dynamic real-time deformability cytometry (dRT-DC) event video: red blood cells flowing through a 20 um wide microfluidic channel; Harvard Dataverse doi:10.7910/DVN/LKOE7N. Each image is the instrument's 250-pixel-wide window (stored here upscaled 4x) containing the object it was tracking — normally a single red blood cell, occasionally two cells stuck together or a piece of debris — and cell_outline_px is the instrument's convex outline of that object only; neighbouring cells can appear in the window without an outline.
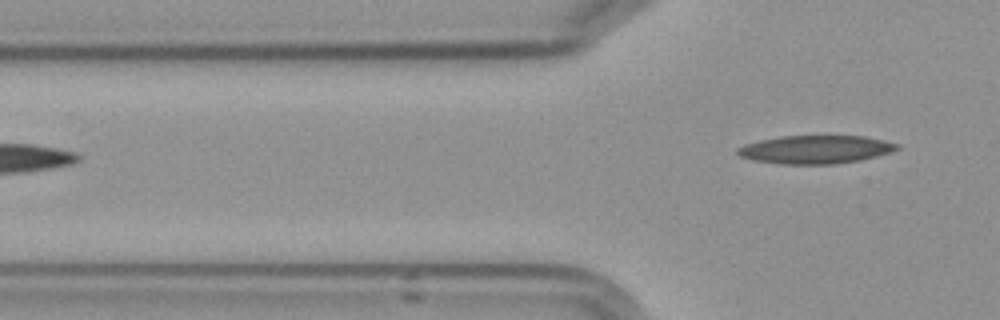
{"species": "Egyptian fruit bat (a non-hibernating species)", "species_latin": "Rousettus aegyptiacus", "temperature_condition": "cold", "stored_images_in_passage": 3, "segment_of_instrument_passage": [2, 2], "camera_frame_rate_fps": 3000, "um_per_image_px": 0.085, "frame": {"image": 1, "passage_image": 3, "time_ms": 2.667, "image_size_px": [1000, 320], "cell_outline_px": [[900, 148], [876, 156], [860, 160], [832, 164], [780, 164], [752, 160], [740, 156], [736, 152], [736, 148], [744, 144], [760, 140], [780, 136], [864, 136], [884, 140], [900, 144]], "centroid_in_image_um": [69.28, 12.7], "position_along_channel_um": 56.5, "area_um2": 26.24}}